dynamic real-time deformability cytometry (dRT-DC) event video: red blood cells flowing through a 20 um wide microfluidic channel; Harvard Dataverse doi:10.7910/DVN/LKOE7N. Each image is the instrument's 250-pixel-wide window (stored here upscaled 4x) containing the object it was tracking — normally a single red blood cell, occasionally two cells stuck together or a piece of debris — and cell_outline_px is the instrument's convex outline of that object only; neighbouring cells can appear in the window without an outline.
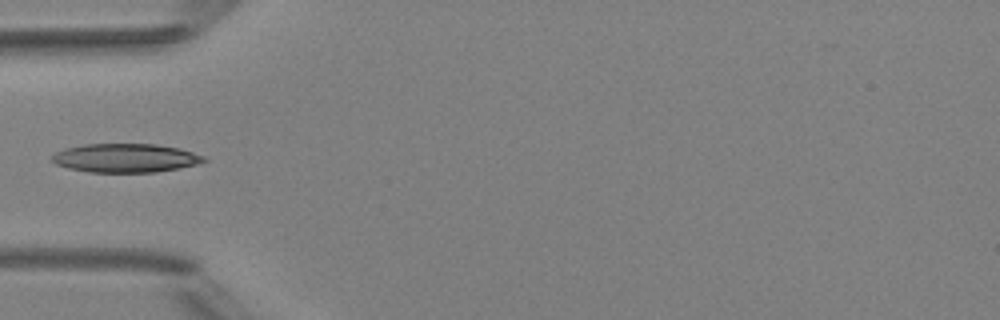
{"species": "Egyptian fruit bat (a non-hibernating species)", "species_latin": "Rousettus aegyptiacus", "temperature_condition": "room temperature", "stored_images_in_passage": 5, "camera_frame_rate_fps": 3000, "um_per_image_px": 0.085, "animal": {"sex": "female"}, "frame": {"image": 1, "passage_image": 5, "time_ms": 5.333, "image_size_px": [1000, 320], "cell_outline_px": [[208, 160], [196, 164], [180, 168], [156, 172], [88, 172], [68, 168], [56, 164], [52, 160], [52, 156], [56, 152], [64, 148], [84, 144], [156, 144], [180, 148], [204, 156]], "centroid_in_image_um": [10.67, 13.43], "position_along_channel_um": 74.3, "area_um2": 25.49}}